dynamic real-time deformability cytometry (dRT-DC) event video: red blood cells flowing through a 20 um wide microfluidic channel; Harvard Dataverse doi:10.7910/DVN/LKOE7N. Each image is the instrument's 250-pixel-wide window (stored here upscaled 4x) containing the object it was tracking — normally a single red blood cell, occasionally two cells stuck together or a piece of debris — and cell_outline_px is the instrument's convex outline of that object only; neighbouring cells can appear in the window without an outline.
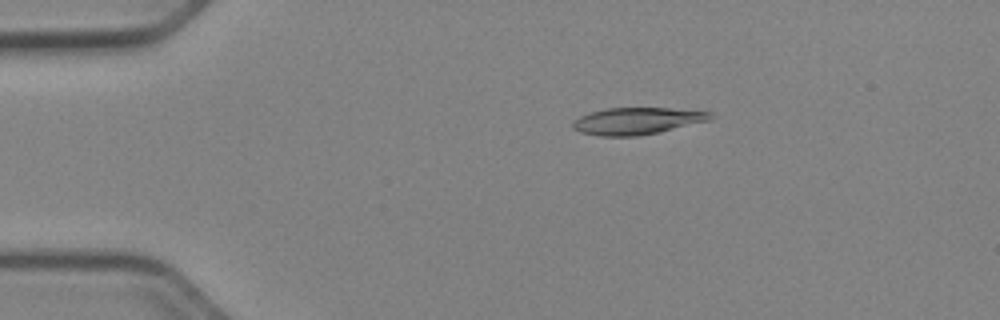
{"species": "Egyptian fruit bat (a non-hibernating species)", "species_latin": "Rousettus aegyptiacus", "temperature_condition": "cold", "stored_images_in_passage": 51, "camera_frame_rate_fps": 3000, "um_per_image_px": 0.085, "animal": {"sex": "female"}, "frame": {"image": 1, "passage_image": 10, "time_ms": 3.0, "image_size_px": [1000, 320], "cell_outline_px": [[716, 116], [708, 120], [660, 132], [636, 136], [600, 136], [580, 132], [572, 128], [572, 120], [580, 116], [592, 112], [608, 108], [668, 108], [712, 112]], "centroid_in_image_um": [54.13, 10.28], "position_along_channel_um": 30.9, "area_um2": 21.5}}
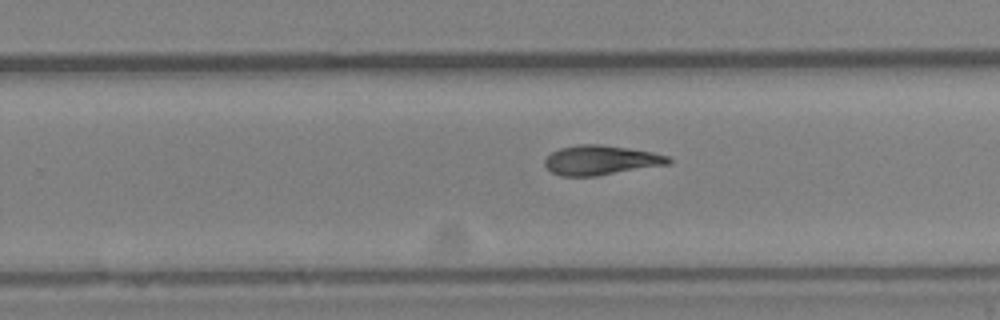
{"frame": {"image": 2, "passage_image": 33, "time_ms": 10.667, "image_size_px": [1000, 320], "cell_outline_px": [[672, 164], [596, 176], [560, 176], [552, 172], [544, 164], [544, 160], [552, 152], [560, 148], [580, 144], [600, 144], [628, 148], [652, 152], [668, 156], [672, 160]], "centroid_in_image_um": [51.1, 13.62], "position_along_channel_um": 278.7, "area_um2": 21.39}}
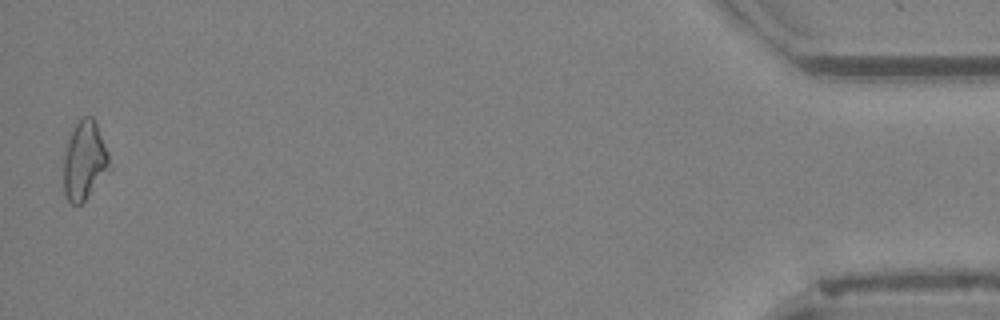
{"frame": {"image": 3, "passage_image": 51, "time_ms": 16.667, "image_size_px": [1000, 320], "cell_outline_px": [[112, 168], [88, 196], [80, 204], [72, 204], [64, 196], [64, 156], [68, 140], [76, 124], [84, 116], [92, 116], [96, 124], [108, 152]], "centroid_in_image_um": [7.2, 13.69], "position_along_channel_um": 428.0, "area_um2": 20.87}, "authors_computed_cell_mechanics": {"area_um2": 21.097, "velocity_mm_per_s": 3.9727, "shape_relaxation_time_tau1_ms": 8.1458, "shape_relaxation_time_tau2_ms": null, "deformation_change_tau1": 0.2041, "deformation_change_tau2": null}}